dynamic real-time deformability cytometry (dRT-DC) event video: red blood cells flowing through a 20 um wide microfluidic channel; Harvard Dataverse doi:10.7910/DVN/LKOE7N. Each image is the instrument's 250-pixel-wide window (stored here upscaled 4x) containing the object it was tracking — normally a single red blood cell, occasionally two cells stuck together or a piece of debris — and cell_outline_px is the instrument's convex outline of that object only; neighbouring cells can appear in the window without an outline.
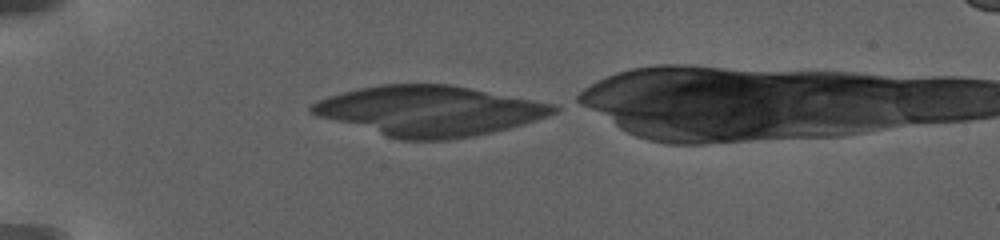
{"species": "human", "species_latin": "Homo sapiens", "temperature_condition": "warm", "stored_images_in_passage": 45, "camera_frame_rate_fps": 3000, "um_per_image_px": 0.085, "donor": {"sex": "female"}, "frame": {"image": 1, "passage_image": 1, "time_ms": 0.0, "image_size_px": [1000, 240], "cell_outline_px": [[560, 108], [556, 112], [548, 116], [536, 120], [508, 128], [472, 136], [444, 140], [404, 140], [388, 136], [316, 116], [308, 108], [316, 100], [328, 96], [360, 88], [380, 84], [448, 84], [556, 104]], "centroid_in_image_um": [36.49, 9.41], "position_along_channel_um": 48.5, "area_um2": 69.88}}